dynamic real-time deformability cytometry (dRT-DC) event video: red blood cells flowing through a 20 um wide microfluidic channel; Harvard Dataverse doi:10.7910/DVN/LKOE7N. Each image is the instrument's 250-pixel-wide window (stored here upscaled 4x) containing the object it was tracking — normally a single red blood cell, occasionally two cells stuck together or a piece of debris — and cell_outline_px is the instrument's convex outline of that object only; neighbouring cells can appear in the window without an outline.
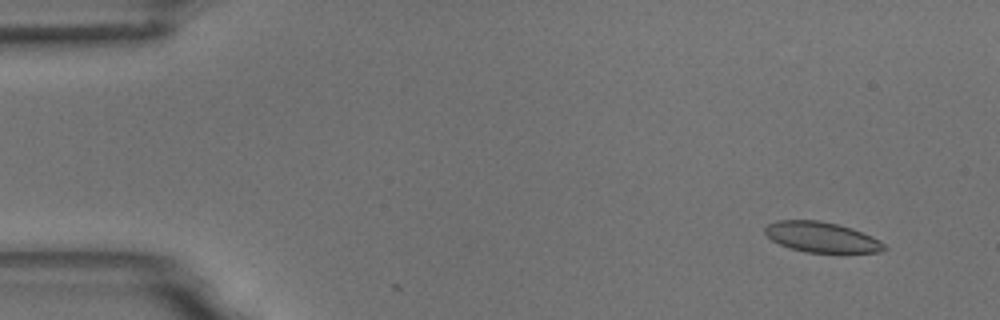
{"species": "common noctule bat (a hibernating species)", "species_latin": "Nyctalus noctula", "temperature_condition": "room temperature", "stored_images_in_passage": 6, "camera_frame_rate_fps": 3000, "um_per_image_px": 0.085, "animal": {"sex": "male", "body_mass_g": 18.8}, "frame": {"image": 1, "passage_image": 2, "time_ms": 1.333, "image_size_px": [1000, 320], "cell_outline_px": [[888, 248], [880, 252], [804, 252], [780, 244], [772, 240], [764, 232], [764, 228], [768, 224], [776, 220], [820, 220], [852, 228], [872, 236], [880, 240]], "centroid_in_image_um": [69.84, 20.15], "position_along_channel_um": 15.2, "area_um2": 20.98}}
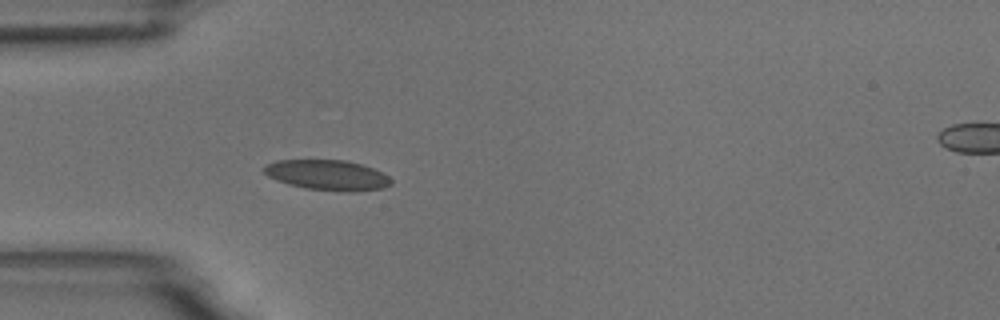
{"frame": {"image": 2, "passage_image": 5, "time_ms": 5.333, "image_size_px": [1000, 320], "cell_outline_px": [[392, 184], [384, 188], [356, 192], [352, 192], [304, 188], [288, 184], [276, 180], [268, 176], [264, 172], [264, 164], [276, 160], [344, 160], [360, 164], [372, 168], [388, 176], [392, 180]], "centroid_in_image_um": [27.82, 14.88], "position_along_channel_um": 57.2, "area_um2": 22.43}}